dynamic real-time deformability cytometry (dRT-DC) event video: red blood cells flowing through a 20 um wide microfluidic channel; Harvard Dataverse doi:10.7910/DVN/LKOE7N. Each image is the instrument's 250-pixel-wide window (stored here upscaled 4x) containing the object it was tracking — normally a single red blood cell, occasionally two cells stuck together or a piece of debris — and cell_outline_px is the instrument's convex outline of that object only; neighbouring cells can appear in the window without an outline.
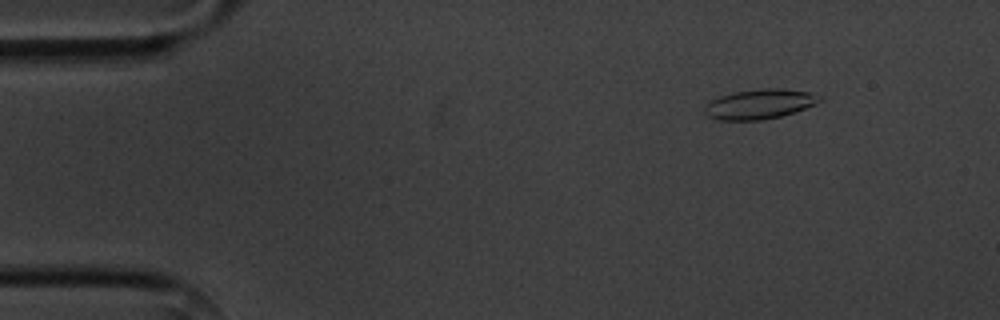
{"species": "common noctule bat (a hibernating species)", "species_latin": "Nyctalus noctula", "temperature_condition": "cold", "stored_images_in_passage": 4, "camera_frame_rate_fps": 3000, "um_per_image_px": 0.085, "animal": {"sex": "male", "body_mass_g": 20.1, "forearm_length_mm": 53.5}, "frame": {"image": 1, "passage_image": 2, "time_ms": 1.0, "image_size_px": [1000, 320], "cell_outline_px": [[824, 100], [816, 104], [780, 116], [760, 120], [716, 120], [708, 116], [704, 112], [704, 104], [720, 96], [736, 92], [760, 88], [780, 88], [812, 92], [824, 96]], "centroid_in_image_um": [64.59, 8.83], "position_along_channel_um": 20.4, "area_um2": 20.11}}